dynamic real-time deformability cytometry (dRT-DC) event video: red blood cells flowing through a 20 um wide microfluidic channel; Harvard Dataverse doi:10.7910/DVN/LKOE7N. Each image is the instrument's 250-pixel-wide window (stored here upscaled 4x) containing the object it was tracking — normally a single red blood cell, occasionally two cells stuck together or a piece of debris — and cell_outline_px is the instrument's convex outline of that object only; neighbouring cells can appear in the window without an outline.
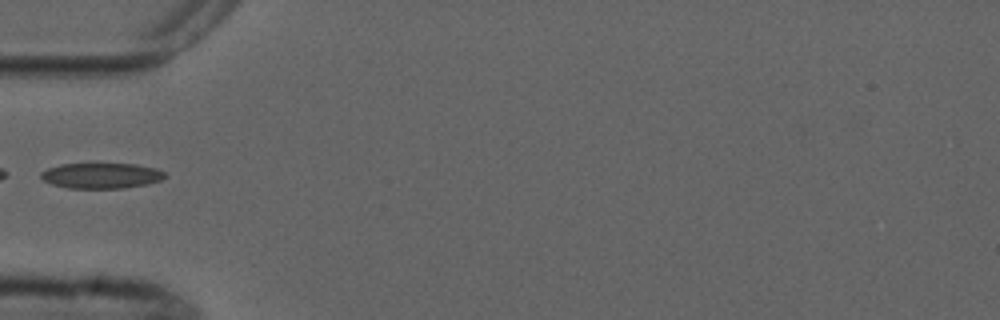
{"species": "common noctule bat (a hibernating species)", "species_latin": "Nyctalus noctula", "temperature_condition": "cold", "stored_images_in_passage": 5, "camera_frame_rate_fps": 3000, "um_per_image_px": 0.085, "animal": {"sex": "male", "forearm_length_mm": 52.5}, "frame": {"image": 1, "passage_image": 5, "time_ms": 5.333, "image_size_px": [1000, 320], "cell_outline_px": [[168, 176], [160, 180], [148, 184], [124, 188], [68, 188], [52, 184], [44, 180], [40, 176], [40, 172], [48, 168], [60, 164], [136, 164], [156, 168], [168, 172]], "centroid_in_image_um": [8.66, 14.93], "position_along_channel_um": 76.3, "area_um2": 18.55}}